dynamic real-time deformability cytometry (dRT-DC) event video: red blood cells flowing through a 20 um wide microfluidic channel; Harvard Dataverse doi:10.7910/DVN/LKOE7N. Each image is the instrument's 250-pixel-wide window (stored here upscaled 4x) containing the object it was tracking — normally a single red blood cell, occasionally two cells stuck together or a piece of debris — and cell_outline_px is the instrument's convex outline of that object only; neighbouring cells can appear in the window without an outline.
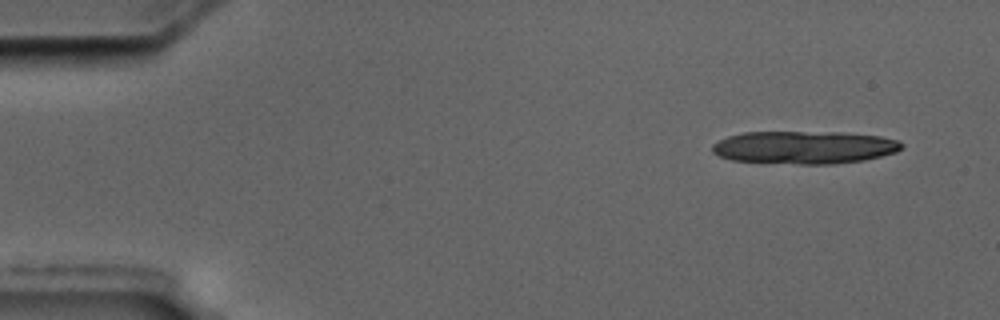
{"species": "common noctule bat (a hibernating species)", "species_latin": "Nyctalus noctula", "temperature_condition": "cold", "stored_images_in_passage": 13, "camera_frame_rate_fps": 3000, "um_per_image_px": 0.085, "animal": {"sex": "male", "body_mass_g": 17.5, "forearm_length_mm": 52.3}, "frame": {"image": 1, "passage_image": 3, "time_ms": 0.667, "image_size_px": [1000, 320], "cell_outline_px": [[904, 148], [896, 152], [864, 160], [832, 164], [800, 164], [732, 160], [720, 156], [712, 152], [712, 144], [728, 136], [744, 132], [844, 132], [880, 136], [900, 140], [904, 144]], "centroid_in_image_um": [68.41, 12.52], "position_along_channel_um": 16.6, "area_um2": 36.36}}